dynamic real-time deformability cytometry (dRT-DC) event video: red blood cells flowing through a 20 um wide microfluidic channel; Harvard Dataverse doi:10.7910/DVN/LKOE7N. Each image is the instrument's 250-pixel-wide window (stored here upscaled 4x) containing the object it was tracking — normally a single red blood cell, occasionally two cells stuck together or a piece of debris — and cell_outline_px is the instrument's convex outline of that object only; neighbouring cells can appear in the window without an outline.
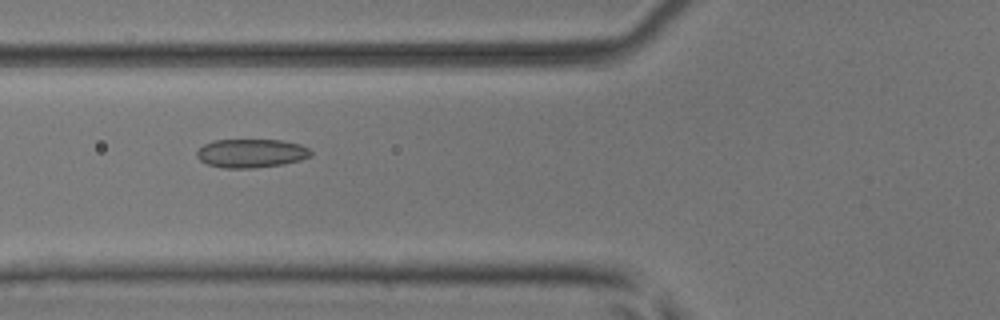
{"species": "common noctule bat (a hibernating species)", "species_latin": "Nyctalus noctula", "temperature_condition": "room temperature", "stored_images_in_passage": 51, "camera_frame_rate_fps": 3000, "um_per_image_px": 0.085, "animal": {"sex": "male", "body_mass_g": 17.9, "forearm_length_mm": 54.2}, "frame": {"image": 1, "passage_image": 20, "time_ms": 6.333, "image_size_px": [1000, 320], "cell_outline_px": [[312, 156], [300, 160], [284, 164], [256, 168], [224, 168], [208, 164], [200, 160], [196, 156], [196, 152], [204, 144], [212, 140], [280, 140], [300, 144], [308, 148], [312, 152]], "centroid_in_image_um": [21.36, 13.03], "position_along_channel_um": 104.4, "area_um2": 19.13}}
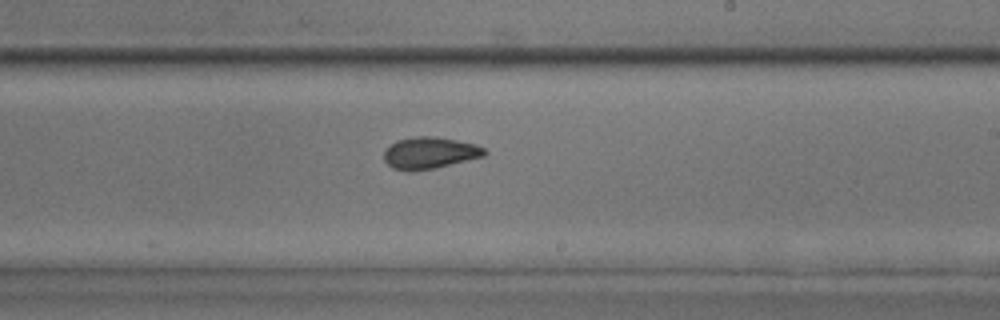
{"frame": {"image": 2, "passage_image": 31, "time_ms": 10.0, "image_size_px": [1000, 320], "cell_outline_px": [[488, 152], [484, 156], [436, 168], [408, 172], [392, 168], [384, 160], [384, 152], [396, 140], [416, 136], [432, 136], [456, 140], [476, 144], [484, 148]], "centroid_in_image_um": [36.53, 13.01], "position_along_channel_um": 252.5, "area_um2": 18.61}}
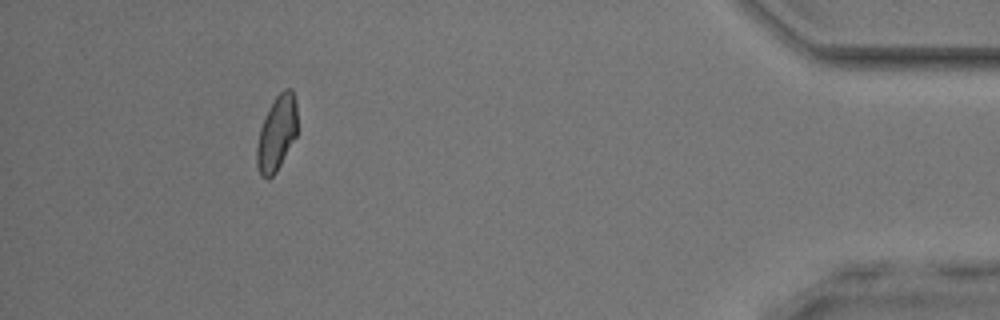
{"frame": {"image": 3, "passage_image": 47, "time_ms": 15.333, "image_size_px": [1000, 320], "cell_outline_px": [[296, 136], [276, 172], [268, 180], [260, 176], [256, 164], [256, 148], [260, 128], [264, 116], [268, 108], [276, 96], [284, 88], [292, 88], [296, 100]], "centroid_in_image_um": [23.5, 11.33], "position_along_channel_um": 411.7, "area_um2": 17.86}, "authors_computed_cell_mechanics": {"area_um2": 18.3804, "velocity_mm_per_s": 4.0529, "shape_relaxation_time_tau1_ms": null, "shape_relaxation_time_tau2_ms": 1.4581, "deformation_change_tau1": null, "deformation_change_tau2": 0.0749}}